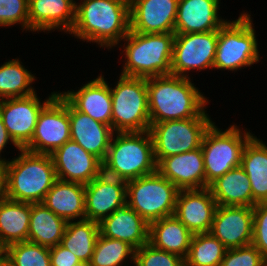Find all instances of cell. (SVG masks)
<instances>
[{"mask_svg": "<svg viewBox=\"0 0 267 266\" xmlns=\"http://www.w3.org/2000/svg\"><path fill=\"white\" fill-rule=\"evenodd\" d=\"M80 1L76 3L75 22L68 34L108 50L121 45L130 31L129 0Z\"/></svg>", "mask_w": 267, "mask_h": 266, "instance_id": "obj_1", "label": "cell"}, {"mask_svg": "<svg viewBox=\"0 0 267 266\" xmlns=\"http://www.w3.org/2000/svg\"><path fill=\"white\" fill-rule=\"evenodd\" d=\"M191 80L172 74L146 79L150 123L210 117L205 110L209 100Z\"/></svg>", "mask_w": 267, "mask_h": 266, "instance_id": "obj_2", "label": "cell"}, {"mask_svg": "<svg viewBox=\"0 0 267 266\" xmlns=\"http://www.w3.org/2000/svg\"><path fill=\"white\" fill-rule=\"evenodd\" d=\"M7 198L25 203L43 202L57 180L50 154H35L24 149L5 162Z\"/></svg>", "mask_w": 267, "mask_h": 266, "instance_id": "obj_3", "label": "cell"}, {"mask_svg": "<svg viewBox=\"0 0 267 266\" xmlns=\"http://www.w3.org/2000/svg\"><path fill=\"white\" fill-rule=\"evenodd\" d=\"M157 171L151 133L114 132L107 156L103 161V173L126 182Z\"/></svg>", "mask_w": 267, "mask_h": 266, "instance_id": "obj_4", "label": "cell"}, {"mask_svg": "<svg viewBox=\"0 0 267 266\" xmlns=\"http://www.w3.org/2000/svg\"><path fill=\"white\" fill-rule=\"evenodd\" d=\"M175 33L142 34L129 31L121 54L124 66L120 75L150 78L171 74V61Z\"/></svg>", "mask_w": 267, "mask_h": 266, "instance_id": "obj_5", "label": "cell"}, {"mask_svg": "<svg viewBox=\"0 0 267 266\" xmlns=\"http://www.w3.org/2000/svg\"><path fill=\"white\" fill-rule=\"evenodd\" d=\"M251 15L239 14L238 19L228 20L218 30L214 69L237 71L260 61L258 40Z\"/></svg>", "mask_w": 267, "mask_h": 266, "instance_id": "obj_6", "label": "cell"}, {"mask_svg": "<svg viewBox=\"0 0 267 266\" xmlns=\"http://www.w3.org/2000/svg\"><path fill=\"white\" fill-rule=\"evenodd\" d=\"M213 122L204 133L201 149L205 167V188L233 168L241 166L243 150L254 136L232 124L224 131Z\"/></svg>", "mask_w": 267, "mask_h": 266, "instance_id": "obj_7", "label": "cell"}, {"mask_svg": "<svg viewBox=\"0 0 267 266\" xmlns=\"http://www.w3.org/2000/svg\"><path fill=\"white\" fill-rule=\"evenodd\" d=\"M112 99V130L141 132L150 129L146 78L120 75L110 87Z\"/></svg>", "mask_w": 267, "mask_h": 266, "instance_id": "obj_8", "label": "cell"}, {"mask_svg": "<svg viewBox=\"0 0 267 266\" xmlns=\"http://www.w3.org/2000/svg\"><path fill=\"white\" fill-rule=\"evenodd\" d=\"M179 189L157 171L126 183V203L148 224L174 215Z\"/></svg>", "mask_w": 267, "mask_h": 266, "instance_id": "obj_9", "label": "cell"}, {"mask_svg": "<svg viewBox=\"0 0 267 266\" xmlns=\"http://www.w3.org/2000/svg\"><path fill=\"white\" fill-rule=\"evenodd\" d=\"M212 123L211 117L151 123L149 132L153 139L156 162L200 148L204 133Z\"/></svg>", "mask_w": 267, "mask_h": 266, "instance_id": "obj_10", "label": "cell"}, {"mask_svg": "<svg viewBox=\"0 0 267 266\" xmlns=\"http://www.w3.org/2000/svg\"><path fill=\"white\" fill-rule=\"evenodd\" d=\"M69 102L59 93L42 109L31 141L23 148L35 154H51L70 141Z\"/></svg>", "mask_w": 267, "mask_h": 266, "instance_id": "obj_11", "label": "cell"}, {"mask_svg": "<svg viewBox=\"0 0 267 266\" xmlns=\"http://www.w3.org/2000/svg\"><path fill=\"white\" fill-rule=\"evenodd\" d=\"M217 42L218 31L175 34L171 74L190 78L191 70H213Z\"/></svg>", "mask_w": 267, "mask_h": 266, "instance_id": "obj_12", "label": "cell"}, {"mask_svg": "<svg viewBox=\"0 0 267 266\" xmlns=\"http://www.w3.org/2000/svg\"><path fill=\"white\" fill-rule=\"evenodd\" d=\"M57 94L58 92L53 91L45 101L41 100L37 93L0 100L3 124L20 149L31 141L40 112Z\"/></svg>", "mask_w": 267, "mask_h": 266, "instance_id": "obj_13", "label": "cell"}, {"mask_svg": "<svg viewBox=\"0 0 267 266\" xmlns=\"http://www.w3.org/2000/svg\"><path fill=\"white\" fill-rule=\"evenodd\" d=\"M57 179L90 183L103 172V162L70 140L50 154Z\"/></svg>", "mask_w": 267, "mask_h": 266, "instance_id": "obj_14", "label": "cell"}, {"mask_svg": "<svg viewBox=\"0 0 267 266\" xmlns=\"http://www.w3.org/2000/svg\"><path fill=\"white\" fill-rule=\"evenodd\" d=\"M210 233L227 249L250 245L253 236V207L218 205Z\"/></svg>", "mask_w": 267, "mask_h": 266, "instance_id": "obj_15", "label": "cell"}, {"mask_svg": "<svg viewBox=\"0 0 267 266\" xmlns=\"http://www.w3.org/2000/svg\"><path fill=\"white\" fill-rule=\"evenodd\" d=\"M126 183L102 172L85 184V219L100 223L125 204Z\"/></svg>", "mask_w": 267, "mask_h": 266, "instance_id": "obj_16", "label": "cell"}, {"mask_svg": "<svg viewBox=\"0 0 267 266\" xmlns=\"http://www.w3.org/2000/svg\"><path fill=\"white\" fill-rule=\"evenodd\" d=\"M130 31L174 33L178 0H129Z\"/></svg>", "mask_w": 267, "mask_h": 266, "instance_id": "obj_17", "label": "cell"}, {"mask_svg": "<svg viewBox=\"0 0 267 266\" xmlns=\"http://www.w3.org/2000/svg\"><path fill=\"white\" fill-rule=\"evenodd\" d=\"M218 204L209 188L179 190L174 216L192 233L210 232Z\"/></svg>", "mask_w": 267, "mask_h": 266, "instance_id": "obj_18", "label": "cell"}, {"mask_svg": "<svg viewBox=\"0 0 267 266\" xmlns=\"http://www.w3.org/2000/svg\"><path fill=\"white\" fill-rule=\"evenodd\" d=\"M102 74L81 85L78 91L72 89L59 93L77 110L92 119L111 126L112 99L109 83Z\"/></svg>", "mask_w": 267, "mask_h": 266, "instance_id": "obj_19", "label": "cell"}, {"mask_svg": "<svg viewBox=\"0 0 267 266\" xmlns=\"http://www.w3.org/2000/svg\"><path fill=\"white\" fill-rule=\"evenodd\" d=\"M157 172L179 190L205 188V167L201 147L161 159Z\"/></svg>", "mask_w": 267, "mask_h": 266, "instance_id": "obj_20", "label": "cell"}, {"mask_svg": "<svg viewBox=\"0 0 267 266\" xmlns=\"http://www.w3.org/2000/svg\"><path fill=\"white\" fill-rule=\"evenodd\" d=\"M221 0H178L175 34L218 31L228 20L219 16Z\"/></svg>", "mask_w": 267, "mask_h": 266, "instance_id": "obj_21", "label": "cell"}, {"mask_svg": "<svg viewBox=\"0 0 267 266\" xmlns=\"http://www.w3.org/2000/svg\"><path fill=\"white\" fill-rule=\"evenodd\" d=\"M75 0H28L29 32L68 34L75 22Z\"/></svg>", "mask_w": 267, "mask_h": 266, "instance_id": "obj_22", "label": "cell"}, {"mask_svg": "<svg viewBox=\"0 0 267 266\" xmlns=\"http://www.w3.org/2000/svg\"><path fill=\"white\" fill-rule=\"evenodd\" d=\"M100 234L130 244L135 250L149 242V224L127 203L99 223Z\"/></svg>", "mask_w": 267, "mask_h": 266, "instance_id": "obj_23", "label": "cell"}, {"mask_svg": "<svg viewBox=\"0 0 267 266\" xmlns=\"http://www.w3.org/2000/svg\"><path fill=\"white\" fill-rule=\"evenodd\" d=\"M70 138L102 162L105 160L114 131L111 126L77 111L69 103Z\"/></svg>", "mask_w": 267, "mask_h": 266, "instance_id": "obj_24", "label": "cell"}, {"mask_svg": "<svg viewBox=\"0 0 267 266\" xmlns=\"http://www.w3.org/2000/svg\"><path fill=\"white\" fill-rule=\"evenodd\" d=\"M66 222L85 219V184L57 179L42 202Z\"/></svg>", "mask_w": 267, "mask_h": 266, "instance_id": "obj_25", "label": "cell"}, {"mask_svg": "<svg viewBox=\"0 0 267 266\" xmlns=\"http://www.w3.org/2000/svg\"><path fill=\"white\" fill-rule=\"evenodd\" d=\"M208 188L219 206L254 207L257 204L252 198L249 177L241 166L226 172Z\"/></svg>", "mask_w": 267, "mask_h": 266, "instance_id": "obj_26", "label": "cell"}, {"mask_svg": "<svg viewBox=\"0 0 267 266\" xmlns=\"http://www.w3.org/2000/svg\"><path fill=\"white\" fill-rule=\"evenodd\" d=\"M193 234L174 216L149 224V243L154 247L186 259Z\"/></svg>", "mask_w": 267, "mask_h": 266, "instance_id": "obj_27", "label": "cell"}, {"mask_svg": "<svg viewBox=\"0 0 267 266\" xmlns=\"http://www.w3.org/2000/svg\"><path fill=\"white\" fill-rule=\"evenodd\" d=\"M267 144L254 135L245 145L241 167L249 177L252 198L256 203L267 202Z\"/></svg>", "mask_w": 267, "mask_h": 266, "instance_id": "obj_28", "label": "cell"}, {"mask_svg": "<svg viewBox=\"0 0 267 266\" xmlns=\"http://www.w3.org/2000/svg\"><path fill=\"white\" fill-rule=\"evenodd\" d=\"M31 203L6 198L0 203V245L28 241Z\"/></svg>", "mask_w": 267, "mask_h": 266, "instance_id": "obj_29", "label": "cell"}, {"mask_svg": "<svg viewBox=\"0 0 267 266\" xmlns=\"http://www.w3.org/2000/svg\"><path fill=\"white\" fill-rule=\"evenodd\" d=\"M67 222L42 202L31 204L28 241L52 248L60 244Z\"/></svg>", "mask_w": 267, "mask_h": 266, "instance_id": "obj_30", "label": "cell"}, {"mask_svg": "<svg viewBox=\"0 0 267 266\" xmlns=\"http://www.w3.org/2000/svg\"><path fill=\"white\" fill-rule=\"evenodd\" d=\"M99 234L98 222L87 219L69 221L60 244L71 251L80 261L89 263Z\"/></svg>", "mask_w": 267, "mask_h": 266, "instance_id": "obj_31", "label": "cell"}, {"mask_svg": "<svg viewBox=\"0 0 267 266\" xmlns=\"http://www.w3.org/2000/svg\"><path fill=\"white\" fill-rule=\"evenodd\" d=\"M36 77L18 59L9 60L0 66V100L25 97L36 93L32 83Z\"/></svg>", "mask_w": 267, "mask_h": 266, "instance_id": "obj_32", "label": "cell"}, {"mask_svg": "<svg viewBox=\"0 0 267 266\" xmlns=\"http://www.w3.org/2000/svg\"><path fill=\"white\" fill-rule=\"evenodd\" d=\"M226 251L210 232L193 234L185 266H220Z\"/></svg>", "mask_w": 267, "mask_h": 266, "instance_id": "obj_33", "label": "cell"}, {"mask_svg": "<svg viewBox=\"0 0 267 266\" xmlns=\"http://www.w3.org/2000/svg\"><path fill=\"white\" fill-rule=\"evenodd\" d=\"M135 249L128 243L99 234L90 266H123L128 259L134 264Z\"/></svg>", "mask_w": 267, "mask_h": 266, "instance_id": "obj_34", "label": "cell"}, {"mask_svg": "<svg viewBox=\"0 0 267 266\" xmlns=\"http://www.w3.org/2000/svg\"><path fill=\"white\" fill-rule=\"evenodd\" d=\"M10 266H51L50 248L29 241L16 242L4 249Z\"/></svg>", "mask_w": 267, "mask_h": 266, "instance_id": "obj_35", "label": "cell"}, {"mask_svg": "<svg viewBox=\"0 0 267 266\" xmlns=\"http://www.w3.org/2000/svg\"><path fill=\"white\" fill-rule=\"evenodd\" d=\"M133 266H185L178 255L158 249L149 242L135 250Z\"/></svg>", "mask_w": 267, "mask_h": 266, "instance_id": "obj_36", "label": "cell"}, {"mask_svg": "<svg viewBox=\"0 0 267 266\" xmlns=\"http://www.w3.org/2000/svg\"><path fill=\"white\" fill-rule=\"evenodd\" d=\"M15 24L29 31L28 0H0V27Z\"/></svg>", "mask_w": 267, "mask_h": 266, "instance_id": "obj_37", "label": "cell"}, {"mask_svg": "<svg viewBox=\"0 0 267 266\" xmlns=\"http://www.w3.org/2000/svg\"><path fill=\"white\" fill-rule=\"evenodd\" d=\"M220 266H267V259L250 244L227 249Z\"/></svg>", "mask_w": 267, "mask_h": 266, "instance_id": "obj_38", "label": "cell"}, {"mask_svg": "<svg viewBox=\"0 0 267 266\" xmlns=\"http://www.w3.org/2000/svg\"><path fill=\"white\" fill-rule=\"evenodd\" d=\"M251 244L267 259V202L257 203L253 207Z\"/></svg>", "mask_w": 267, "mask_h": 266, "instance_id": "obj_39", "label": "cell"}, {"mask_svg": "<svg viewBox=\"0 0 267 266\" xmlns=\"http://www.w3.org/2000/svg\"><path fill=\"white\" fill-rule=\"evenodd\" d=\"M79 262L81 261L61 244L50 248L51 266H74Z\"/></svg>", "mask_w": 267, "mask_h": 266, "instance_id": "obj_40", "label": "cell"}, {"mask_svg": "<svg viewBox=\"0 0 267 266\" xmlns=\"http://www.w3.org/2000/svg\"><path fill=\"white\" fill-rule=\"evenodd\" d=\"M9 142H11L13 144V146L16 149H18V151L20 150V148L14 143V141L9 136V134H8L4 124H3V120L0 116V161H4V162L8 161L7 158H4V156L2 157L1 153H2L3 149L6 147V145L9 144Z\"/></svg>", "mask_w": 267, "mask_h": 266, "instance_id": "obj_41", "label": "cell"}, {"mask_svg": "<svg viewBox=\"0 0 267 266\" xmlns=\"http://www.w3.org/2000/svg\"><path fill=\"white\" fill-rule=\"evenodd\" d=\"M6 198V166L4 161H0V203Z\"/></svg>", "mask_w": 267, "mask_h": 266, "instance_id": "obj_42", "label": "cell"}, {"mask_svg": "<svg viewBox=\"0 0 267 266\" xmlns=\"http://www.w3.org/2000/svg\"><path fill=\"white\" fill-rule=\"evenodd\" d=\"M4 259V248L0 245V261Z\"/></svg>", "mask_w": 267, "mask_h": 266, "instance_id": "obj_43", "label": "cell"}, {"mask_svg": "<svg viewBox=\"0 0 267 266\" xmlns=\"http://www.w3.org/2000/svg\"><path fill=\"white\" fill-rule=\"evenodd\" d=\"M74 266H90V264L88 262L81 261Z\"/></svg>", "mask_w": 267, "mask_h": 266, "instance_id": "obj_44", "label": "cell"}, {"mask_svg": "<svg viewBox=\"0 0 267 266\" xmlns=\"http://www.w3.org/2000/svg\"><path fill=\"white\" fill-rule=\"evenodd\" d=\"M0 266H10L4 259L0 261Z\"/></svg>", "mask_w": 267, "mask_h": 266, "instance_id": "obj_45", "label": "cell"}]
</instances>
